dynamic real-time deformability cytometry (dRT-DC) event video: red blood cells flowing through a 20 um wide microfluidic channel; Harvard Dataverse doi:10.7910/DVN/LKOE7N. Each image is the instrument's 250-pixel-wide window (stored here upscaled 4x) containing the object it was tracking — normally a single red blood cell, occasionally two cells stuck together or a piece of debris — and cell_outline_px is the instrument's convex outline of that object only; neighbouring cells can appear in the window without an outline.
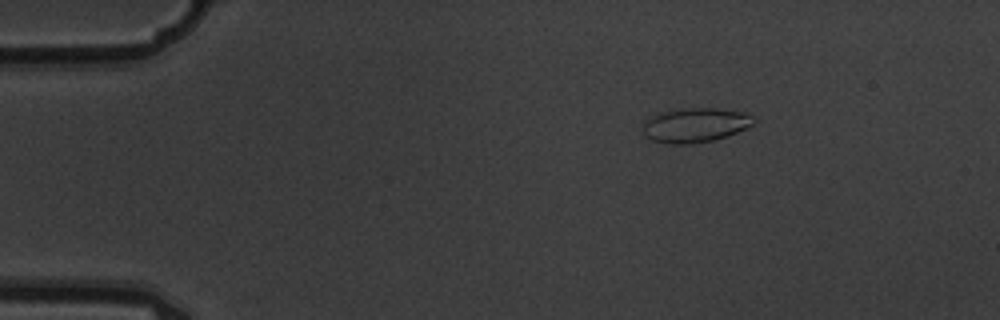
{"species": "common noctule bat (a hibernating species)", "species_latin": "Nyctalus noctula", "temperature_condition": "warm", "stored_images_in_passage": 4, "camera_frame_rate_fps": 3000, "um_per_image_px": 0.085, "animal": {"sex": "male", "body_mass_g": 19.5, "forearm_length_mm": 54.6}, "frame": {"image": 1, "passage_image": 2, "time_ms": 0.333, "image_size_px": [1000, 320], "cell_outline_px": [[756, 120], [748, 128], [728, 136], [712, 140], [692, 144], [668, 144], [652, 140], [644, 136], [640, 132], [644, 120], [660, 112], [684, 108], [716, 108], [744, 112], [752, 116]], "centroid_in_image_um": [59.05, 10.64], "position_along_channel_um": 25.9, "area_um2": 22.6}}